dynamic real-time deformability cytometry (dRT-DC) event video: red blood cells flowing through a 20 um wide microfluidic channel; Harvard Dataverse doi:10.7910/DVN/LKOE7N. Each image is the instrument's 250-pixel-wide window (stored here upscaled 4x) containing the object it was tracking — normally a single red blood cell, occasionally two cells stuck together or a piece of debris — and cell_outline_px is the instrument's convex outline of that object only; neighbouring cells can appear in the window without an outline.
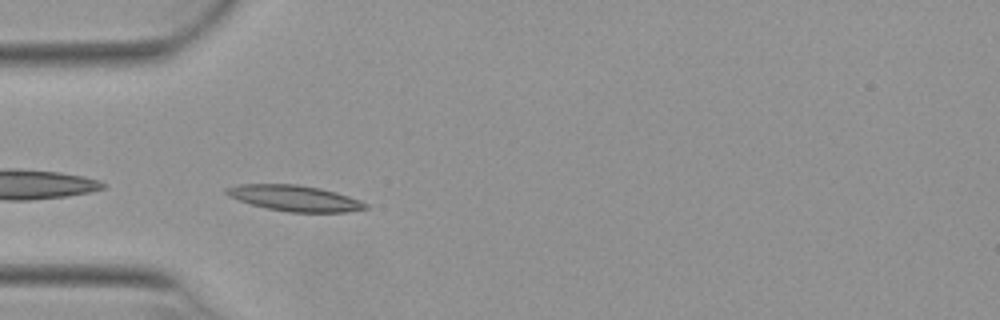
{"species": "Egyptian fruit bat (a non-hibernating species)", "species_latin": "Rousettus aegyptiacus", "temperature_condition": "warm", "stored_images_in_passage": 37, "camera_frame_rate_fps": 3000, "um_per_image_px": 0.085, "animal": {"sex": "female"}, "frame": {"image": 1, "passage_image": 1, "time_ms": 0.0, "image_size_px": [1000, 320], "cell_outline_px": [[368, 208], [348, 212], [288, 212], [268, 208], [252, 204], [228, 196], [224, 192], [224, 188], [240, 184], [296, 184], [320, 188], [336, 192], [360, 200], [368, 204]], "centroid_in_image_um": [25.05, 16.84], "position_along_channel_um": 59.9, "area_um2": 20.87}}
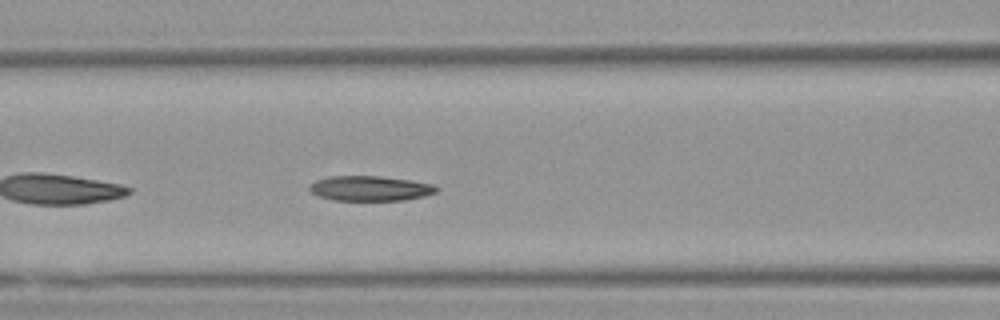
{"frame": {"image": 2, "passage_image": 7, "time_ms": 2.0, "image_size_px": [1000, 320], "cell_outline_px": [[440, 188], [436, 192], [424, 196], [404, 200], [332, 200], [320, 196], [312, 192], [308, 188], [316, 180], [332, 176], [380, 176], [408, 180], [432, 184]], "centroid_in_image_um": [31.48, 16.01], "position_along_channel_um": 135.1, "area_um2": 18.26}}
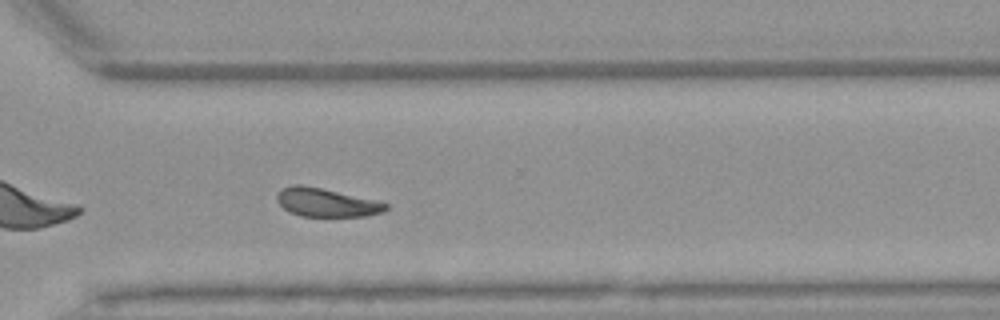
{"frame": {"image": 3, "passage_image": 23, "time_ms": 7.333, "image_size_px": [1000, 320], "cell_outline_px": [[388, 208], [384, 212], [368, 216], [300, 216], [288, 212], [276, 200], [276, 196], [280, 188], [292, 184], [304, 184], [376, 200], [388, 204]], "centroid_in_image_um": [27.71, 17.2], "position_along_channel_um": 342.9, "area_um2": 18.32}, "authors_computed_cell_mechanics": {"area_um2": 18.7272, "velocity_mm_per_s": 3.8986, "shape_relaxation_time_tau1_ms": 5.0394, "shape_relaxation_time_tau2_ms": 8.1949, "deformation_change_tau1": 0.1457, "deformation_change_tau2": 0.1431}}